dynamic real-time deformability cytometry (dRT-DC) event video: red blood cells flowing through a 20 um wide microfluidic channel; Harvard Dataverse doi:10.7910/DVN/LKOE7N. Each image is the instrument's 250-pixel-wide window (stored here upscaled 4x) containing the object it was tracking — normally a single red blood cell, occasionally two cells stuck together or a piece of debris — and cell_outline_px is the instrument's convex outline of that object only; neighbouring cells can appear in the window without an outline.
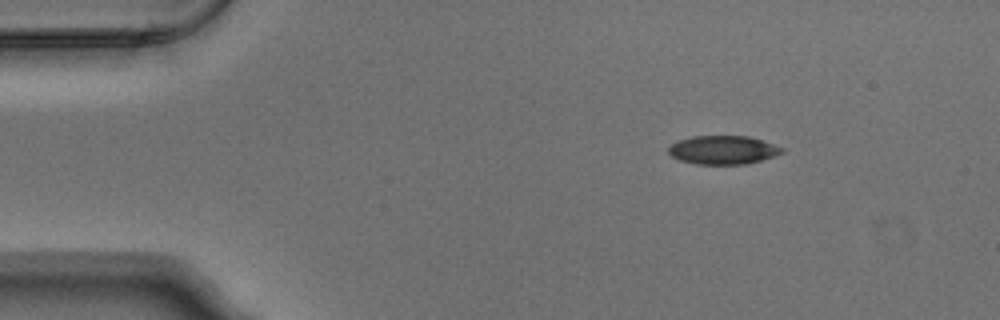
{"species": "Egyptian fruit bat (a non-hibernating species)", "species_latin": "Rousettus aegyptiacus", "temperature_condition": "warm", "stored_images_in_passage": 4, "segment_of_instrument_passage": [1, 2], "camera_frame_rate_fps": 3000, "um_per_image_px": 0.085, "animal": {"sex": "male"}, "frame": {"image": 1, "passage_image": 1, "time_ms": 0.0, "image_size_px": [1000, 320], "cell_outline_px": [[784, 152], [776, 156], [748, 164], [696, 164], [680, 160], [672, 156], [668, 152], [668, 148], [672, 144], [680, 140], [692, 136], [748, 136], [784, 148]], "centroid_in_image_um": [61.48, 12.75], "position_along_channel_um": 23.5, "area_um2": 18.84}}